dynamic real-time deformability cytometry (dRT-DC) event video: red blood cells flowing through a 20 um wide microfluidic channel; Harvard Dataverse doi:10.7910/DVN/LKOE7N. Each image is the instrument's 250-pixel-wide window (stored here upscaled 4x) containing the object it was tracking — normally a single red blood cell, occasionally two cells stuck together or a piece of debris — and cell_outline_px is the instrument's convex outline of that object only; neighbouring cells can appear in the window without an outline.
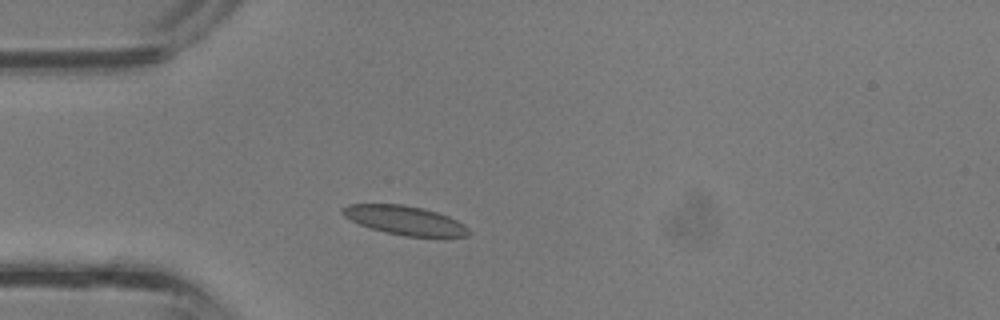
{"species": "common noctule bat (a hibernating species)", "species_latin": "Nyctalus noctula", "temperature_condition": "room temperature", "stored_images_in_passage": 23, "camera_frame_rate_fps": 3000, "um_per_image_px": 0.085, "animal": {"sex": "male", "body_mass_g": 13.3}, "frame": {"image": 1, "passage_image": 1, "time_ms": 0.0, "image_size_px": [1000, 320], "cell_outline_px": [[472, 232], [468, 236], [404, 236], [384, 232], [360, 224], [344, 216], [340, 212], [340, 208], [348, 204], [404, 204], [424, 208], [448, 216], [464, 224]], "centroid_in_image_um": [34.4, 18.71], "position_along_channel_um": 50.6, "area_um2": 21.27}}
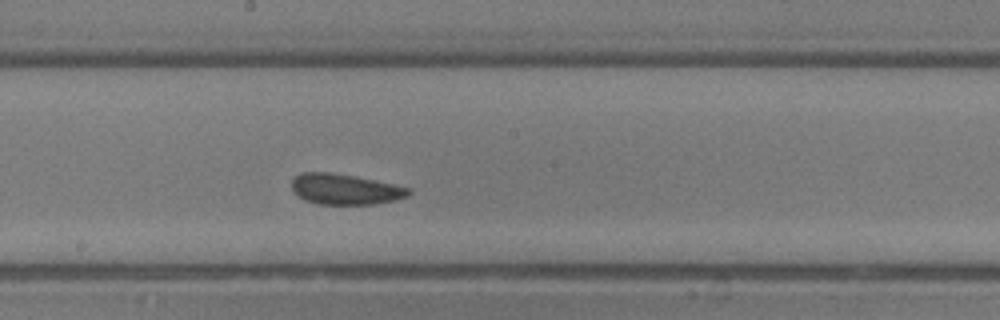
{"frame": {"image": 2, "passage_image": 11, "time_ms": 3.333, "image_size_px": [1000, 320], "cell_outline_px": [[412, 192], [408, 196], [396, 200], [372, 204], [320, 204], [304, 200], [292, 192], [292, 180], [300, 172], [332, 172], [412, 188]], "centroid_in_image_um": [29.31, 16.09], "position_along_channel_um": 218.9, "area_um2": 20.81}}
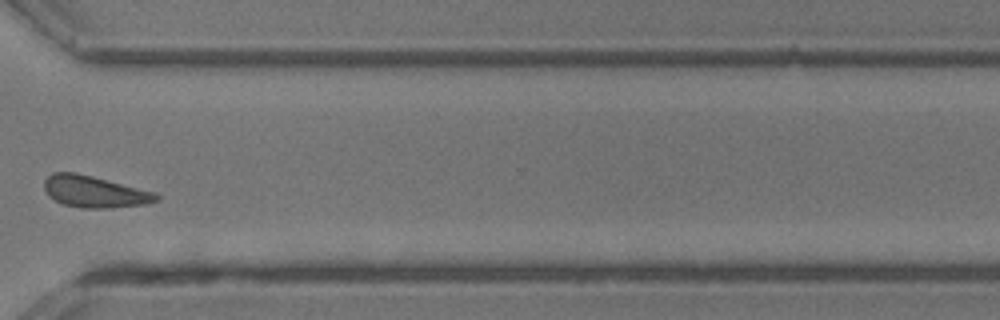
{"frame": {"image": 3, "passage_image": 19, "time_ms": 6.0, "image_size_px": [1000, 320], "cell_outline_px": [[160, 200], [144, 204], [108, 208], [80, 208], [64, 204], [48, 196], [44, 188], [44, 180], [52, 172], [76, 172], [156, 192], [160, 196]], "centroid_in_image_um": [8.04, 16.29], "position_along_channel_um": 362.6, "area_um2": 20.69}}